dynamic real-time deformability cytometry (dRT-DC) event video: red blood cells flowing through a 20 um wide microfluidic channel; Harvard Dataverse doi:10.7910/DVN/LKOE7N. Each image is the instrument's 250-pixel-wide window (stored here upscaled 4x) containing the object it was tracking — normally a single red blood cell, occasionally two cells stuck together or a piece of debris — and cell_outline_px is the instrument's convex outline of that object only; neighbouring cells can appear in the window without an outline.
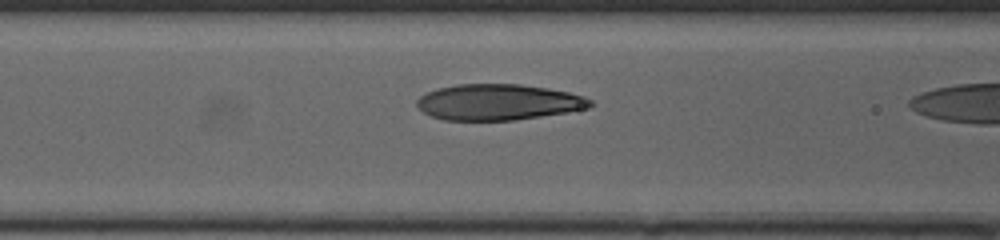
{"species": "human", "species_latin": "Homo sapiens", "temperature_condition": "cold", "stored_images_in_passage": 16, "camera_frame_rate_fps": 3000, "um_per_image_px": 0.085, "donor": {"sex": "female"}, "frame": {"image": 1, "passage_image": 15, "time_ms": 4.667, "image_size_px": [1000, 240], "cell_outline_px": [[592, 108], [516, 120], [444, 120], [432, 116], [424, 112], [416, 104], [416, 100], [420, 96], [428, 92], [440, 88], [456, 84], [520, 84], [548, 88], [568, 92], [584, 96], [592, 100]], "centroid_in_image_um": [42.39, 8.68], "position_along_channel_um": 124.2, "area_um2": 36.3}}